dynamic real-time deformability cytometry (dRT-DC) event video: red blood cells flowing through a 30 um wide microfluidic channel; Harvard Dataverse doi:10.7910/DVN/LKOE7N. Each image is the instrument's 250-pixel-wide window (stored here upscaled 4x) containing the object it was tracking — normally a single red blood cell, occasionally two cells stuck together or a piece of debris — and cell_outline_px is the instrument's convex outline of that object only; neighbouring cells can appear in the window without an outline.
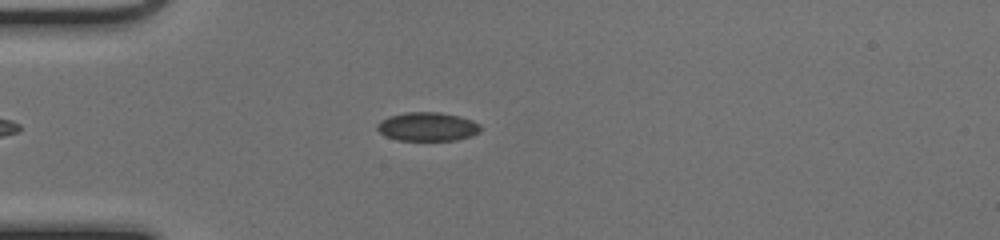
{"species": "common noctule bat (a hibernating species)", "species_latin": "Nyctalus noctula", "temperature_condition": "cold", "stored_images_in_passage": 45, "camera_frame_rate_fps": 3000, "um_per_image_px": 0.085, "animal": {"sex": "female", "body_mass_g": 17.0, "forearm_length_mm": 48.0}, "frame": {"image": 1, "passage_image": 8, "time_ms": 2.333, "image_size_px": [1000, 240], "cell_outline_px": [[480, 132], [472, 136], [456, 140], [396, 140], [380, 132], [376, 128], [376, 124], [380, 120], [388, 116], [404, 112], [440, 112], [460, 116], [472, 120], [480, 124]], "centroid_in_image_um": [36.34, 10.76], "position_along_channel_um": 48.7, "area_um2": 17.46}}
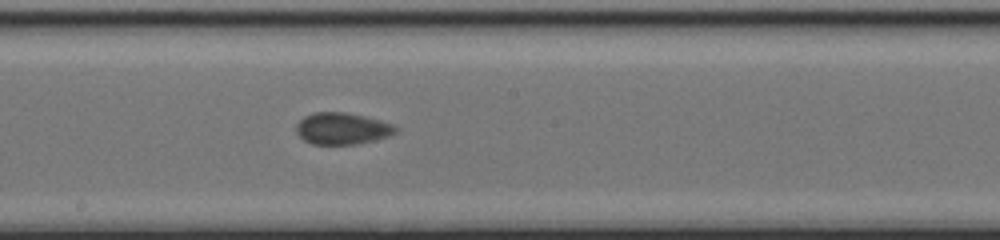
{"frame": {"image": 2, "passage_image": 22, "time_ms": 7.0, "image_size_px": [1000, 240], "cell_outline_px": [[400, 128], [396, 132], [388, 136], [356, 144], [312, 144], [304, 140], [296, 132], [296, 124], [304, 116], [312, 112], [344, 112], [364, 116], [380, 120], [392, 124]], "centroid_in_image_um": [29.07, 10.92], "position_along_channel_um": 219.1, "area_um2": 18.32}}
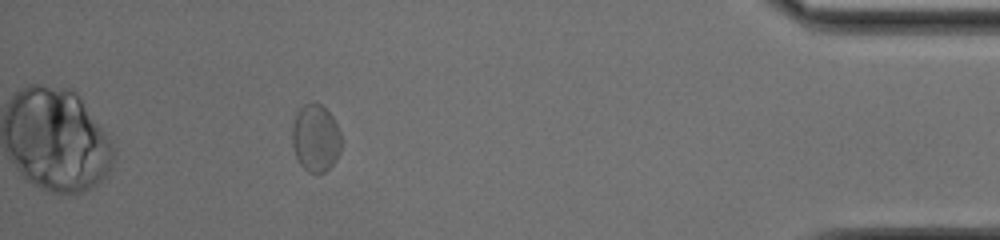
{"frame": {"image": 3, "passage_image": 40, "time_ms": 13.0, "image_size_px": [1000, 240], "cell_outline_px": [[340, 152], [336, 160], [324, 172], [316, 176], [308, 172], [300, 164], [296, 156], [292, 144], [292, 124], [296, 112], [304, 104], [312, 100], [320, 104], [332, 116], [340, 132]], "centroid_in_image_um": [26.8, 11.74], "position_along_channel_um": 408.4, "area_um2": 19.54}, "authors_computed_cell_mechanics": {"area_um2": 18.4382, "velocity_mm_per_s": 4.0056, "shape_relaxation_time_tau1_ms": 7.1788, "shape_relaxation_time_tau2_ms": 1.4513, "deformation_change_tau1": 0.0596, "deformation_change_tau2": 0.045}}